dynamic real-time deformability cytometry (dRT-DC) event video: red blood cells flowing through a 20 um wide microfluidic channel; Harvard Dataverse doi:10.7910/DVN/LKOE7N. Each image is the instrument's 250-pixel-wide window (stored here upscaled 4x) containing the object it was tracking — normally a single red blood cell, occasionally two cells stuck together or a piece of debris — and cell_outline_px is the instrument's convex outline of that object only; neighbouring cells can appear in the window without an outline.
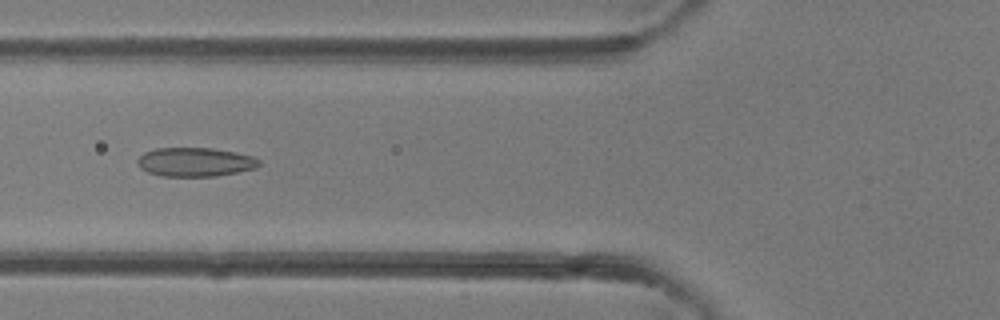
{"species": "common noctule bat (a hibernating species)", "species_latin": "Nyctalus noctula", "temperature_condition": "room temperature", "stored_images_in_passage": 4, "camera_frame_rate_fps": 3000, "um_per_image_px": 0.085, "animal": {"sex": "female"}, "frame": {"image": 1, "passage_image": 4, "time_ms": 3.333, "image_size_px": [1000, 320], "cell_outline_px": [[260, 164], [256, 168], [216, 176], [160, 176], [148, 172], [140, 168], [136, 160], [144, 152], [156, 148], [212, 148], [236, 152], [252, 156], [260, 160]], "centroid_in_image_um": [16.57, 13.77], "position_along_channel_um": 109.2, "area_um2": 20.52}}